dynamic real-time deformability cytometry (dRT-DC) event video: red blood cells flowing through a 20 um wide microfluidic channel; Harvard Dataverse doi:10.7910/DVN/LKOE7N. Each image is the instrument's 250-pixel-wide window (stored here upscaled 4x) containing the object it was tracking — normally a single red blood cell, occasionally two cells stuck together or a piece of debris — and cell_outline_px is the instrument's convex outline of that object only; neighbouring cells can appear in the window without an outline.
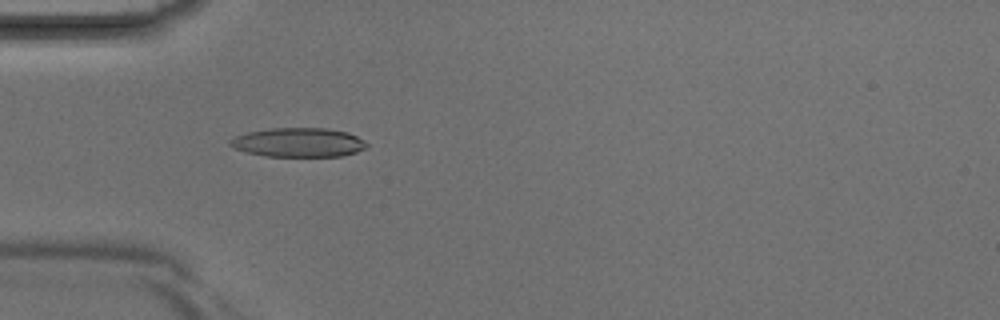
{"species": "Egyptian fruit bat (a non-hibernating species)", "species_latin": "Rousettus aegyptiacus", "temperature_condition": "room temperature", "stored_images_in_passage": 4, "camera_frame_rate_fps": 3000, "um_per_image_px": 0.085, "animal": {"sex": "male"}, "frame": {"image": 1, "passage_image": 3, "time_ms": 0.667, "image_size_px": [1000, 320], "cell_outline_px": [[368, 144], [364, 148], [356, 152], [344, 156], [264, 156], [248, 152], [236, 148], [228, 144], [228, 140], [236, 136], [248, 132], [268, 128], [328, 128], [348, 132], [364, 140]], "centroid_in_image_um": [25.38, 12.1], "position_along_channel_um": 59.6, "area_um2": 23.18}}